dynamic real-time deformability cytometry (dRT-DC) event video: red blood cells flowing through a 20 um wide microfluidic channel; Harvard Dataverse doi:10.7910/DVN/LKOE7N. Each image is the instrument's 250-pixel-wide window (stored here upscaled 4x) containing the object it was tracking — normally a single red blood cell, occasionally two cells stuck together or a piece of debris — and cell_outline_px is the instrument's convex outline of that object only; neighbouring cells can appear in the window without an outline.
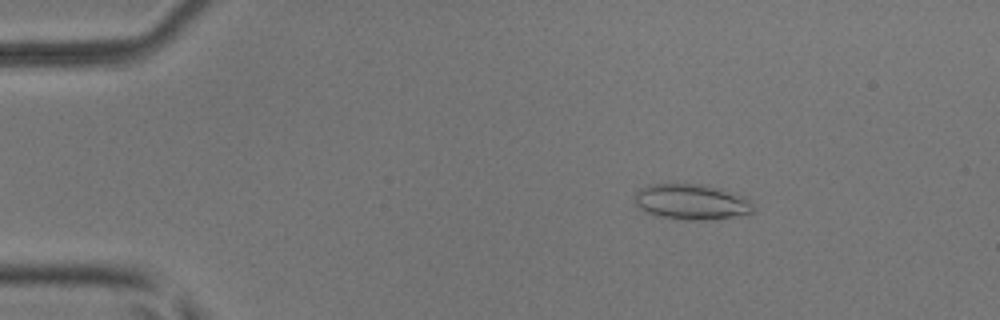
{"species": "common noctule bat (a hibernating species)", "species_latin": "Nyctalus noctula", "temperature_condition": "room temperature", "stored_images_in_passage": 50, "camera_frame_rate_fps": 3000, "um_per_image_px": 0.085, "animal": {"sex": "male", "body_mass_g": 17.9, "forearm_length_mm": 54.2}, "frame": {"image": 1, "passage_image": 7, "time_ms": 2.0, "image_size_px": [1000, 320], "cell_outline_px": [[752, 212], [732, 216], [704, 220], [688, 220], [664, 216], [648, 212], [640, 208], [636, 204], [636, 192], [652, 184], [704, 184], [720, 188], [740, 196], [748, 200], [752, 204]], "centroid_in_image_um": [58.77, 17.14], "position_along_channel_um": 26.2, "area_um2": 23.7}}
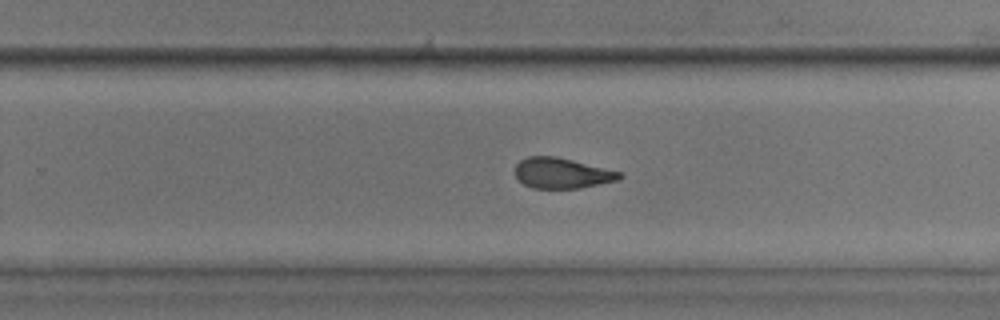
{"frame": {"image": 2, "passage_image": 32, "time_ms": 10.333, "image_size_px": [1000, 320], "cell_outline_px": [[624, 176], [616, 180], [580, 188], [532, 188], [524, 184], [516, 176], [516, 164], [520, 160], [528, 156], [556, 156], [620, 172]], "centroid_in_image_um": [47.73, 14.71], "position_along_channel_um": 282.1, "area_um2": 18.26}}
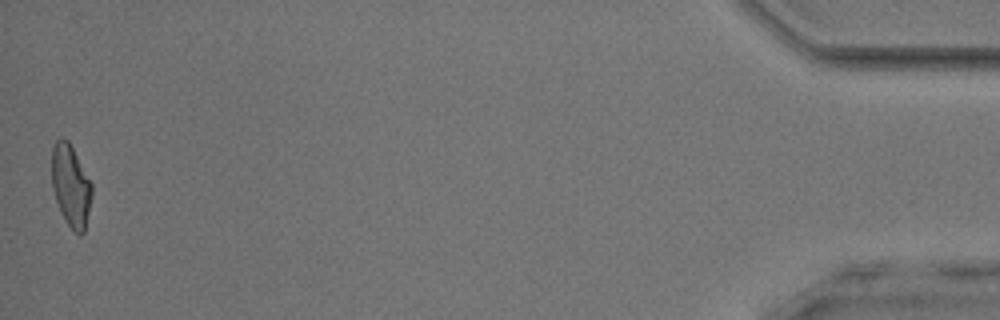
{"frame": {"image": 3, "passage_image": 50, "time_ms": 16.333, "image_size_px": [1000, 320], "cell_outline_px": [[92, 196], [84, 232], [80, 236], [64, 220], [60, 212], [52, 188], [52, 148], [56, 140], [68, 140], [92, 184]], "centroid_in_image_um": [6.01, 15.82], "position_along_channel_um": 429.2, "area_um2": 18.9}, "authors_computed_cell_mechanics": {"area_um2": 19.8543, "velocity_mm_per_s": 3.9803, "shape_relaxation_time_tau1_ms": null, "shape_relaxation_time_tau2_ms": 2.0427, "deformation_change_tau1": null, "deformation_change_tau2": 0.0958}}